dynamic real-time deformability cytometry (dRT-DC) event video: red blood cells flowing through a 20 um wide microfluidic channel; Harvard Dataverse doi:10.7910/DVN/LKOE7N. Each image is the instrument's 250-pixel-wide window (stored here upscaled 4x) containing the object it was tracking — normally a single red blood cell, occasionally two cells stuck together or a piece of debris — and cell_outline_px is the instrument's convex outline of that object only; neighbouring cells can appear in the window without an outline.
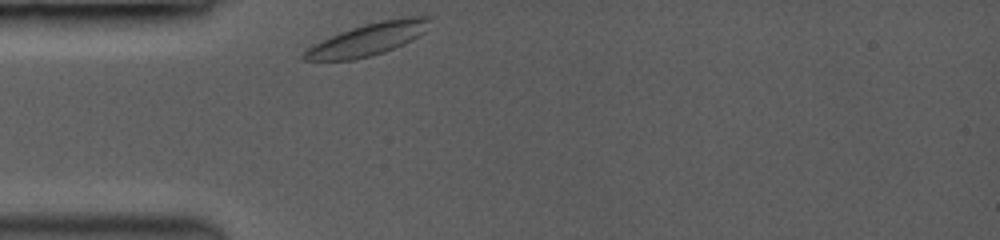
{"species": "common noctule bat (a hibernating species)", "species_latin": "Nyctalus noctula", "temperature_condition": "room temperature", "stored_images_in_passage": 3, "camera_frame_rate_fps": 3500, "um_per_image_px": 0.085, "animal": {"sex": "female", "body_mass_g": 19.0, "forearm_length_mm": 53.3}, "frame": {"image": 1, "passage_image": 1, "time_ms": 0.0, "image_size_px": [1000, 240], "cell_outline_px": [[436, 16], [424, 32], [420, 36], [404, 44], [384, 52], [352, 60], [304, 60], [300, 56], [308, 48], [340, 32], [364, 24], [384, 20], [412, 16]], "centroid_in_image_um": [31.36, 3.33], "position_along_channel_um": 53.6, "area_um2": 23.35}}
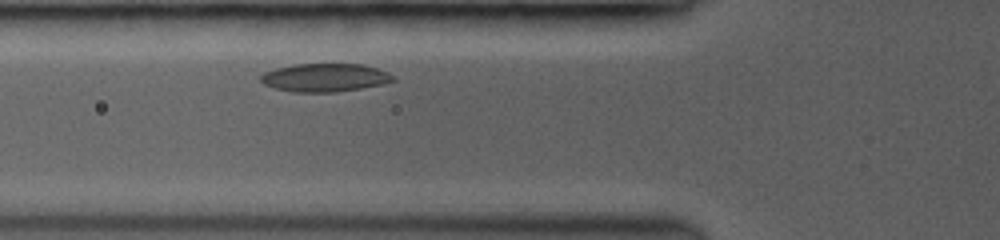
{"frame": {"image": 2, "passage_image": 3, "time_ms": 0.571, "image_size_px": [1000, 240], "cell_outline_px": [[396, 80], [380, 84], [360, 88], [332, 92], [296, 92], [276, 88], [264, 84], [260, 80], [260, 76], [264, 72], [276, 68], [292, 64], [364, 64], [388, 72]], "centroid_in_image_um": [27.59, 6.58], "position_along_channel_um": 98.2, "area_um2": 21.56}}